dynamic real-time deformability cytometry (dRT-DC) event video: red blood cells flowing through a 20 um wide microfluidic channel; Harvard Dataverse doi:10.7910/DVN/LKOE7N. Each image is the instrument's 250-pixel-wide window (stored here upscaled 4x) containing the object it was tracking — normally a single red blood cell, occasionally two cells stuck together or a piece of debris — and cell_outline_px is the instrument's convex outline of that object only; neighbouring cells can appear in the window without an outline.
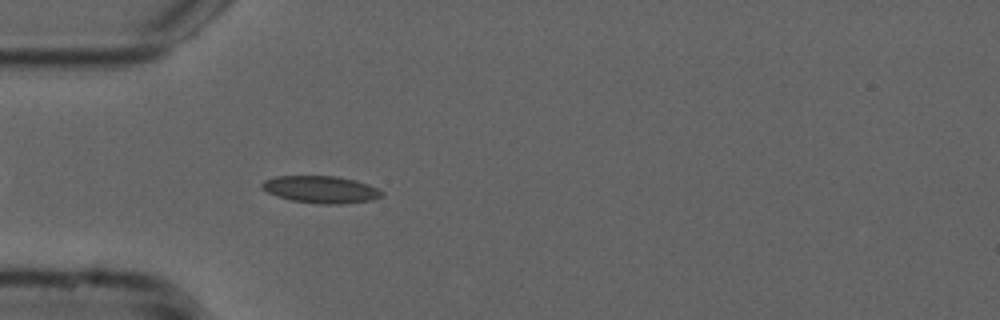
{"species": "common noctule bat (a hibernating species)", "species_latin": "Nyctalus noctula", "temperature_condition": "cold", "stored_images_in_passage": 43, "camera_frame_rate_fps": 3000, "um_per_image_px": 0.085, "animal": {"sex": "male", "forearm_length_mm": 52.5}, "frame": {"image": 1, "passage_image": 5, "time_ms": 1.333, "image_size_px": [1000, 320], "cell_outline_px": [[384, 196], [372, 200], [344, 204], [320, 204], [292, 200], [276, 196], [260, 188], [260, 184], [264, 180], [276, 176], [336, 176], [356, 180], [368, 184], [384, 192]], "centroid_in_image_um": [27.28, 16.11], "position_along_channel_um": 57.7, "area_um2": 19.13}}
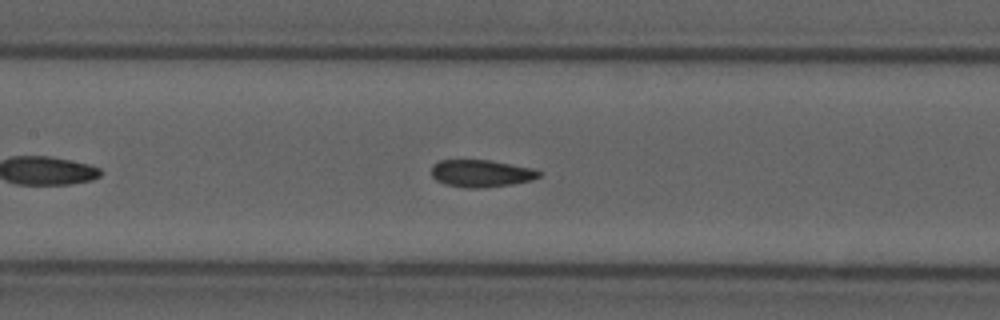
{"frame": {"image": 2, "passage_image": 14, "time_ms": 4.333, "image_size_px": [1000, 320], "cell_outline_px": [[544, 172], [540, 176], [532, 180], [512, 184], [480, 188], [464, 188], [444, 184], [436, 180], [432, 176], [432, 164], [440, 160], [488, 160], [532, 168]], "centroid_in_image_um": [40.9, 14.74], "position_along_channel_um": 166.5, "area_um2": 17.17}}
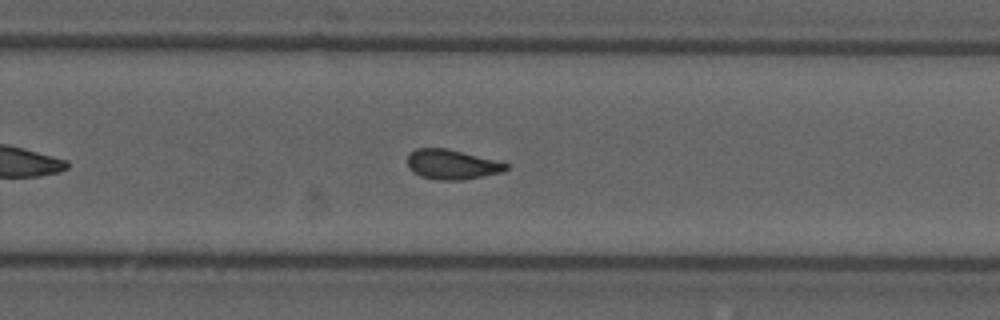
{"frame": {"image": 3, "passage_image": 24, "time_ms": 7.667, "image_size_px": [1000, 320], "cell_outline_px": [[508, 168], [500, 172], [460, 180], [436, 180], [420, 176], [412, 172], [408, 168], [408, 156], [416, 148], [448, 148], [508, 164]], "centroid_in_image_um": [38.34, 13.98], "position_along_channel_um": 291.5, "area_um2": 16.82}, "authors_computed_cell_mechanics": {"area_um2": 17.2244, "velocity_mm_per_s": 3.7611, "shape_relaxation_time_tau1_ms": null, "shape_relaxation_time_tau2_ms": 1.5236, "deformation_change_tau1": null, "deformation_change_tau2": 0.0697}}